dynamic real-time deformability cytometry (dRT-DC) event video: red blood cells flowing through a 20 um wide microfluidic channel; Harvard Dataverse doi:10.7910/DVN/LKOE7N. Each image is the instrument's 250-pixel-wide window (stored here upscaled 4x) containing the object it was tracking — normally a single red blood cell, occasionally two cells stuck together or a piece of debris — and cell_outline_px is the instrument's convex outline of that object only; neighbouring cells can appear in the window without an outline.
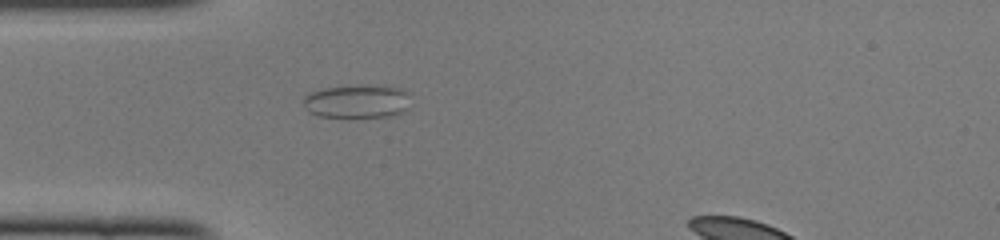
{"species": "common noctule bat (a hibernating species)", "species_latin": "Nyctalus noctula", "temperature_condition": "cold", "stored_images_in_passage": 46, "camera_frame_rate_fps": 3000, "um_per_image_px": 0.085, "animal": {"sex": "female", "body_mass_g": 22.0, "forearm_length_mm": 56.7}, "frame": {"image": 1, "passage_image": 15, "time_ms": 4.667, "image_size_px": [1000, 240], "cell_outline_px": [[404, 108], [400, 112], [392, 116], [320, 116], [308, 112], [304, 104], [304, 96], [308, 92], [324, 88], [396, 88], [404, 92]], "centroid_in_image_um": [30.17, 8.66], "position_along_channel_um": 54.8, "area_um2": 19.02}}
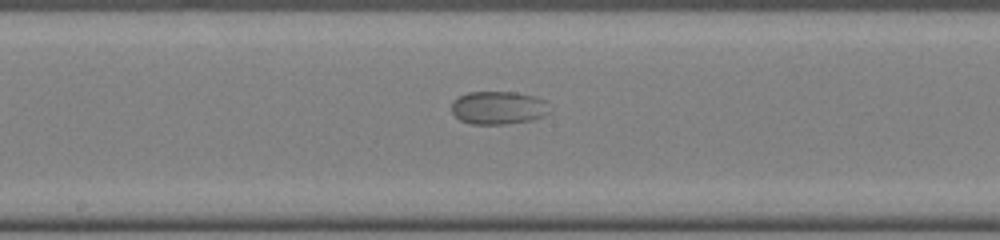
{"frame": {"image": 2, "passage_image": 27, "time_ms": 8.667, "image_size_px": [1000, 240], "cell_outline_px": [[544, 100], [540, 116], [528, 120], [504, 124], [472, 124], [460, 120], [452, 112], [452, 104], [460, 96], [468, 92], [516, 92], [532, 96]], "centroid_in_image_um": [42.21, 9.15], "position_along_channel_um": 206.0, "area_um2": 17.98}}
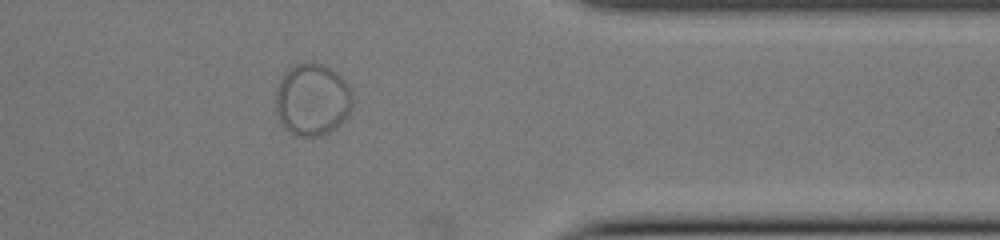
{"frame": {"image": 3, "passage_image": 42, "time_ms": 13.667, "image_size_px": [1000, 240], "cell_outline_px": [[352, 108], [348, 116], [328, 132], [316, 136], [292, 136], [280, 124], [276, 108], [276, 92], [280, 80], [288, 68], [296, 64], [324, 64], [332, 68], [348, 84], [352, 92]], "centroid_in_image_um": [26.54, 8.48], "position_along_channel_um": 384.9, "area_um2": 32.31}}